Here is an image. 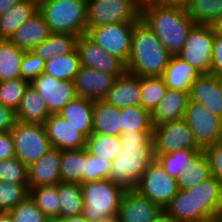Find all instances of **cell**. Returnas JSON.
Listing matches in <instances>:
<instances>
[{
    "label": "cell",
    "mask_w": 222,
    "mask_h": 222,
    "mask_svg": "<svg viewBox=\"0 0 222 222\" xmlns=\"http://www.w3.org/2000/svg\"><path fill=\"white\" fill-rule=\"evenodd\" d=\"M119 138L122 147L112 161L109 180L125 190L135 189L154 160L152 131L124 132Z\"/></svg>",
    "instance_id": "1"
},
{
    "label": "cell",
    "mask_w": 222,
    "mask_h": 222,
    "mask_svg": "<svg viewBox=\"0 0 222 222\" xmlns=\"http://www.w3.org/2000/svg\"><path fill=\"white\" fill-rule=\"evenodd\" d=\"M222 208V187L214 176L192 188L178 189L163 208L177 222H206L213 220Z\"/></svg>",
    "instance_id": "2"
},
{
    "label": "cell",
    "mask_w": 222,
    "mask_h": 222,
    "mask_svg": "<svg viewBox=\"0 0 222 222\" xmlns=\"http://www.w3.org/2000/svg\"><path fill=\"white\" fill-rule=\"evenodd\" d=\"M140 19L153 31L171 56H176L195 22L180 4L152 2L140 8Z\"/></svg>",
    "instance_id": "3"
},
{
    "label": "cell",
    "mask_w": 222,
    "mask_h": 222,
    "mask_svg": "<svg viewBox=\"0 0 222 222\" xmlns=\"http://www.w3.org/2000/svg\"><path fill=\"white\" fill-rule=\"evenodd\" d=\"M170 56L162 42L140 19L133 28L126 71L139 77H162Z\"/></svg>",
    "instance_id": "4"
},
{
    "label": "cell",
    "mask_w": 222,
    "mask_h": 222,
    "mask_svg": "<svg viewBox=\"0 0 222 222\" xmlns=\"http://www.w3.org/2000/svg\"><path fill=\"white\" fill-rule=\"evenodd\" d=\"M86 0H44L38 11L51 33L86 34Z\"/></svg>",
    "instance_id": "5"
},
{
    "label": "cell",
    "mask_w": 222,
    "mask_h": 222,
    "mask_svg": "<svg viewBox=\"0 0 222 222\" xmlns=\"http://www.w3.org/2000/svg\"><path fill=\"white\" fill-rule=\"evenodd\" d=\"M84 208L82 215L90 222L117 215L125 189L109 179L81 183Z\"/></svg>",
    "instance_id": "6"
},
{
    "label": "cell",
    "mask_w": 222,
    "mask_h": 222,
    "mask_svg": "<svg viewBox=\"0 0 222 222\" xmlns=\"http://www.w3.org/2000/svg\"><path fill=\"white\" fill-rule=\"evenodd\" d=\"M214 36L212 26L195 24L176 56L188 62L200 74H211Z\"/></svg>",
    "instance_id": "7"
},
{
    "label": "cell",
    "mask_w": 222,
    "mask_h": 222,
    "mask_svg": "<svg viewBox=\"0 0 222 222\" xmlns=\"http://www.w3.org/2000/svg\"><path fill=\"white\" fill-rule=\"evenodd\" d=\"M10 132L14 141L15 157L26 166L38 160L51 148L43 124L16 120Z\"/></svg>",
    "instance_id": "8"
},
{
    "label": "cell",
    "mask_w": 222,
    "mask_h": 222,
    "mask_svg": "<svg viewBox=\"0 0 222 222\" xmlns=\"http://www.w3.org/2000/svg\"><path fill=\"white\" fill-rule=\"evenodd\" d=\"M183 119L191 129L194 141L201 150L221 142L222 119L202 104L188 100Z\"/></svg>",
    "instance_id": "9"
},
{
    "label": "cell",
    "mask_w": 222,
    "mask_h": 222,
    "mask_svg": "<svg viewBox=\"0 0 222 222\" xmlns=\"http://www.w3.org/2000/svg\"><path fill=\"white\" fill-rule=\"evenodd\" d=\"M136 23L102 24L89 28L86 35L107 53L116 56L126 65L131 50V36Z\"/></svg>",
    "instance_id": "10"
},
{
    "label": "cell",
    "mask_w": 222,
    "mask_h": 222,
    "mask_svg": "<svg viewBox=\"0 0 222 222\" xmlns=\"http://www.w3.org/2000/svg\"><path fill=\"white\" fill-rule=\"evenodd\" d=\"M140 7L132 0L87 1L86 27L108 23L138 22Z\"/></svg>",
    "instance_id": "11"
},
{
    "label": "cell",
    "mask_w": 222,
    "mask_h": 222,
    "mask_svg": "<svg viewBox=\"0 0 222 222\" xmlns=\"http://www.w3.org/2000/svg\"><path fill=\"white\" fill-rule=\"evenodd\" d=\"M135 189L162 209L178 191L176 179L169 176L155 159L148 165Z\"/></svg>",
    "instance_id": "12"
},
{
    "label": "cell",
    "mask_w": 222,
    "mask_h": 222,
    "mask_svg": "<svg viewBox=\"0 0 222 222\" xmlns=\"http://www.w3.org/2000/svg\"><path fill=\"white\" fill-rule=\"evenodd\" d=\"M153 154L172 153L184 149H200L184 119L153 126Z\"/></svg>",
    "instance_id": "13"
},
{
    "label": "cell",
    "mask_w": 222,
    "mask_h": 222,
    "mask_svg": "<svg viewBox=\"0 0 222 222\" xmlns=\"http://www.w3.org/2000/svg\"><path fill=\"white\" fill-rule=\"evenodd\" d=\"M76 50L80 65L103 72L122 75L126 69L125 64L116 56L107 53L86 34L78 37Z\"/></svg>",
    "instance_id": "14"
},
{
    "label": "cell",
    "mask_w": 222,
    "mask_h": 222,
    "mask_svg": "<svg viewBox=\"0 0 222 222\" xmlns=\"http://www.w3.org/2000/svg\"><path fill=\"white\" fill-rule=\"evenodd\" d=\"M30 83L45 102L50 114H57L69 101L77 97L72 81L58 80L41 73Z\"/></svg>",
    "instance_id": "15"
},
{
    "label": "cell",
    "mask_w": 222,
    "mask_h": 222,
    "mask_svg": "<svg viewBox=\"0 0 222 222\" xmlns=\"http://www.w3.org/2000/svg\"><path fill=\"white\" fill-rule=\"evenodd\" d=\"M117 76L81 66L73 79L77 97L90 100H103L113 86Z\"/></svg>",
    "instance_id": "16"
},
{
    "label": "cell",
    "mask_w": 222,
    "mask_h": 222,
    "mask_svg": "<svg viewBox=\"0 0 222 222\" xmlns=\"http://www.w3.org/2000/svg\"><path fill=\"white\" fill-rule=\"evenodd\" d=\"M43 126L52 148L58 150L85 148L86 138L60 115L50 114Z\"/></svg>",
    "instance_id": "17"
},
{
    "label": "cell",
    "mask_w": 222,
    "mask_h": 222,
    "mask_svg": "<svg viewBox=\"0 0 222 222\" xmlns=\"http://www.w3.org/2000/svg\"><path fill=\"white\" fill-rule=\"evenodd\" d=\"M162 208L136 189L125 190L118 208L120 222H151Z\"/></svg>",
    "instance_id": "18"
},
{
    "label": "cell",
    "mask_w": 222,
    "mask_h": 222,
    "mask_svg": "<svg viewBox=\"0 0 222 222\" xmlns=\"http://www.w3.org/2000/svg\"><path fill=\"white\" fill-rule=\"evenodd\" d=\"M189 100L202 104L222 119V82L213 74H200L191 84Z\"/></svg>",
    "instance_id": "19"
},
{
    "label": "cell",
    "mask_w": 222,
    "mask_h": 222,
    "mask_svg": "<svg viewBox=\"0 0 222 222\" xmlns=\"http://www.w3.org/2000/svg\"><path fill=\"white\" fill-rule=\"evenodd\" d=\"M29 187L55 185L61 182L60 150L50 148L38 160L27 166Z\"/></svg>",
    "instance_id": "20"
},
{
    "label": "cell",
    "mask_w": 222,
    "mask_h": 222,
    "mask_svg": "<svg viewBox=\"0 0 222 222\" xmlns=\"http://www.w3.org/2000/svg\"><path fill=\"white\" fill-rule=\"evenodd\" d=\"M103 100L118 108L140 105V77L125 71L117 76Z\"/></svg>",
    "instance_id": "21"
},
{
    "label": "cell",
    "mask_w": 222,
    "mask_h": 222,
    "mask_svg": "<svg viewBox=\"0 0 222 222\" xmlns=\"http://www.w3.org/2000/svg\"><path fill=\"white\" fill-rule=\"evenodd\" d=\"M51 32L45 23L44 17L39 11L32 15L26 22L19 26L10 41L23 51H31L45 39Z\"/></svg>",
    "instance_id": "22"
},
{
    "label": "cell",
    "mask_w": 222,
    "mask_h": 222,
    "mask_svg": "<svg viewBox=\"0 0 222 222\" xmlns=\"http://www.w3.org/2000/svg\"><path fill=\"white\" fill-rule=\"evenodd\" d=\"M189 97L187 92L167 89L151 113L152 126L183 119Z\"/></svg>",
    "instance_id": "23"
},
{
    "label": "cell",
    "mask_w": 222,
    "mask_h": 222,
    "mask_svg": "<svg viewBox=\"0 0 222 222\" xmlns=\"http://www.w3.org/2000/svg\"><path fill=\"white\" fill-rule=\"evenodd\" d=\"M199 75L200 73L188 62L178 56H170L162 78L168 89L188 93L191 84Z\"/></svg>",
    "instance_id": "24"
},
{
    "label": "cell",
    "mask_w": 222,
    "mask_h": 222,
    "mask_svg": "<svg viewBox=\"0 0 222 222\" xmlns=\"http://www.w3.org/2000/svg\"><path fill=\"white\" fill-rule=\"evenodd\" d=\"M57 114L70 122L85 138L92 133L93 100L76 97Z\"/></svg>",
    "instance_id": "25"
},
{
    "label": "cell",
    "mask_w": 222,
    "mask_h": 222,
    "mask_svg": "<svg viewBox=\"0 0 222 222\" xmlns=\"http://www.w3.org/2000/svg\"><path fill=\"white\" fill-rule=\"evenodd\" d=\"M49 116L45 102L30 83L15 112V119L22 123L43 124Z\"/></svg>",
    "instance_id": "26"
},
{
    "label": "cell",
    "mask_w": 222,
    "mask_h": 222,
    "mask_svg": "<svg viewBox=\"0 0 222 222\" xmlns=\"http://www.w3.org/2000/svg\"><path fill=\"white\" fill-rule=\"evenodd\" d=\"M120 108L104 100L93 101L92 133L120 136Z\"/></svg>",
    "instance_id": "27"
},
{
    "label": "cell",
    "mask_w": 222,
    "mask_h": 222,
    "mask_svg": "<svg viewBox=\"0 0 222 222\" xmlns=\"http://www.w3.org/2000/svg\"><path fill=\"white\" fill-rule=\"evenodd\" d=\"M38 11V4L31 0H21L0 15V39H10L15 30Z\"/></svg>",
    "instance_id": "28"
},
{
    "label": "cell",
    "mask_w": 222,
    "mask_h": 222,
    "mask_svg": "<svg viewBox=\"0 0 222 222\" xmlns=\"http://www.w3.org/2000/svg\"><path fill=\"white\" fill-rule=\"evenodd\" d=\"M78 37L73 34L51 33L47 39L31 51L47 62L53 56H62L75 51Z\"/></svg>",
    "instance_id": "29"
},
{
    "label": "cell",
    "mask_w": 222,
    "mask_h": 222,
    "mask_svg": "<svg viewBox=\"0 0 222 222\" xmlns=\"http://www.w3.org/2000/svg\"><path fill=\"white\" fill-rule=\"evenodd\" d=\"M85 148L60 150V177L64 183H84Z\"/></svg>",
    "instance_id": "30"
},
{
    "label": "cell",
    "mask_w": 222,
    "mask_h": 222,
    "mask_svg": "<svg viewBox=\"0 0 222 222\" xmlns=\"http://www.w3.org/2000/svg\"><path fill=\"white\" fill-rule=\"evenodd\" d=\"M29 196L34 201L37 208L51 222H54L59 218L60 203L58 183L55 185L29 187Z\"/></svg>",
    "instance_id": "31"
},
{
    "label": "cell",
    "mask_w": 222,
    "mask_h": 222,
    "mask_svg": "<svg viewBox=\"0 0 222 222\" xmlns=\"http://www.w3.org/2000/svg\"><path fill=\"white\" fill-rule=\"evenodd\" d=\"M9 39H0V82L20 78V65L24 55Z\"/></svg>",
    "instance_id": "32"
},
{
    "label": "cell",
    "mask_w": 222,
    "mask_h": 222,
    "mask_svg": "<svg viewBox=\"0 0 222 222\" xmlns=\"http://www.w3.org/2000/svg\"><path fill=\"white\" fill-rule=\"evenodd\" d=\"M212 176L207 157L203 150L198 151L190 160L184 172L176 179L180 190L192 188Z\"/></svg>",
    "instance_id": "33"
},
{
    "label": "cell",
    "mask_w": 222,
    "mask_h": 222,
    "mask_svg": "<svg viewBox=\"0 0 222 222\" xmlns=\"http://www.w3.org/2000/svg\"><path fill=\"white\" fill-rule=\"evenodd\" d=\"M184 6L195 24L212 26L222 17V0H189Z\"/></svg>",
    "instance_id": "34"
},
{
    "label": "cell",
    "mask_w": 222,
    "mask_h": 222,
    "mask_svg": "<svg viewBox=\"0 0 222 222\" xmlns=\"http://www.w3.org/2000/svg\"><path fill=\"white\" fill-rule=\"evenodd\" d=\"M60 203L59 217L77 216L83 213L84 202L81 185L78 183H58Z\"/></svg>",
    "instance_id": "35"
},
{
    "label": "cell",
    "mask_w": 222,
    "mask_h": 222,
    "mask_svg": "<svg viewBox=\"0 0 222 222\" xmlns=\"http://www.w3.org/2000/svg\"><path fill=\"white\" fill-rule=\"evenodd\" d=\"M80 67L79 55L75 50L70 54L53 56L45 62L43 73L58 80L73 81Z\"/></svg>",
    "instance_id": "36"
},
{
    "label": "cell",
    "mask_w": 222,
    "mask_h": 222,
    "mask_svg": "<svg viewBox=\"0 0 222 222\" xmlns=\"http://www.w3.org/2000/svg\"><path fill=\"white\" fill-rule=\"evenodd\" d=\"M122 144L119 136L91 133L85 142V150L102 160L113 161L121 150Z\"/></svg>",
    "instance_id": "37"
},
{
    "label": "cell",
    "mask_w": 222,
    "mask_h": 222,
    "mask_svg": "<svg viewBox=\"0 0 222 222\" xmlns=\"http://www.w3.org/2000/svg\"><path fill=\"white\" fill-rule=\"evenodd\" d=\"M121 134L134 131H153L151 113L141 105L120 108Z\"/></svg>",
    "instance_id": "38"
},
{
    "label": "cell",
    "mask_w": 222,
    "mask_h": 222,
    "mask_svg": "<svg viewBox=\"0 0 222 222\" xmlns=\"http://www.w3.org/2000/svg\"><path fill=\"white\" fill-rule=\"evenodd\" d=\"M201 149H184L172 153L154 154V159L161 165L164 171L174 179L184 172L189 160Z\"/></svg>",
    "instance_id": "39"
},
{
    "label": "cell",
    "mask_w": 222,
    "mask_h": 222,
    "mask_svg": "<svg viewBox=\"0 0 222 222\" xmlns=\"http://www.w3.org/2000/svg\"><path fill=\"white\" fill-rule=\"evenodd\" d=\"M167 89L162 77H140V105L152 113Z\"/></svg>",
    "instance_id": "40"
},
{
    "label": "cell",
    "mask_w": 222,
    "mask_h": 222,
    "mask_svg": "<svg viewBox=\"0 0 222 222\" xmlns=\"http://www.w3.org/2000/svg\"><path fill=\"white\" fill-rule=\"evenodd\" d=\"M29 84V81L21 77L0 82V103L16 112L23 93Z\"/></svg>",
    "instance_id": "41"
},
{
    "label": "cell",
    "mask_w": 222,
    "mask_h": 222,
    "mask_svg": "<svg viewBox=\"0 0 222 222\" xmlns=\"http://www.w3.org/2000/svg\"><path fill=\"white\" fill-rule=\"evenodd\" d=\"M0 181L24 185L29 190L27 166L15 156L1 160Z\"/></svg>",
    "instance_id": "42"
},
{
    "label": "cell",
    "mask_w": 222,
    "mask_h": 222,
    "mask_svg": "<svg viewBox=\"0 0 222 222\" xmlns=\"http://www.w3.org/2000/svg\"><path fill=\"white\" fill-rule=\"evenodd\" d=\"M29 196L24 185L0 181V212H9Z\"/></svg>",
    "instance_id": "43"
},
{
    "label": "cell",
    "mask_w": 222,
    "mask_h": 222,
    "mask_svg": "<svg viewBox=\"0 0 222 222\" xmlns=\"http://www.w3.org/2000/svg\"><path fill=\"white\" fill-rule=\"evenodd\" d=\"M9 213L13 222H51L37 208L30 196L17 204Z\"/></svg>",
    "instance_id": "44"
},
{
    "label": "cell",
    "mask_w": 222,
    "mask_h": 222,
    "mask_svg": "<svg viewBox=\"0 0 222 222\" xmlns=\"http://www.w3.org/2000/svg\"><path fill=\"white\" fill-rule=\"evenodd\" d=\"M112 162L93 156L85 150L84 182L109 179Z\"/></svg>",
    "instance_id": "45"
},
{
    "label": "cell",
    "mask_w": 222,
    "mask_h": 222,
    "mask_svg": "<svg viewBox=\"0 0 222 222\" xmlns=\"http://www.w3.org/2000/svg\"><path fill=\"white\" fill-rule=\"evenodd\" d=\"M45 62L32 51H25L20 65L22 79L33 81L44 71Z\"/></svg>",
    "instance_id": "46"
},
{
    "label": "cell",
    "mask_w": 222,
    "mask_h": 222,
    "mask_svg": "<svg viewBox=\"0 0 222 222\" xmlns=\"http://www.w3.org/2000/svg\"><path fill=\"white\" fill-rule=\"evenodd\" d=\"M205 153L210 171L222 187V143L207 146L203 149Z\"/></svg>",
    "instance_id": "47"
},
{
    "label": "cell",
    "mask_w": 222,
    "mask_h": 222,
    "mask_svg": "<svg viewBox=\"0 0 222 222\" xmlns=\"http://www.w3.org/2000/svg\"><path fill=\"white\" fill-rule=\"evenodd\" d=\"M211 74L222 77V38L214 36Z\"/></svg>",
    "instance_id": "48"
},
{
    "label": "cell",
    "mask_w": 222,
    "mask_h": 222,
    "mask_svg": "<svg viewBox=\"0 0 222 222\" xmlns=\"http://www.w3.org/2000/svg\"><path fill=\"white\" fill-rule=\"evenodd\" d=\"M14 156V141L11 132L0 133V161Z\"/></svg>",
    "instance_id": "49"
},
{
    "label": "cell",
    "mask_w": 222,
    "mask_h": 222,
    "mask_svg": "<svg viewBox=\"0 0 222 222\" xmlns=\"http://www.w3.org/2000/svg\"><path fill=\"white\" fill-rule=\"evenodd\" d=\"M15 121V112L0 103V133L9 132Z\"/></svg>",
    "instance_id": "50"
},
{
    "label": "cell",
    "mask_w": 222,
    "mask_h": 222,
    "mask_svg": "<svg viewBox=\"0 0 222 222\" xmlns=\"http://www.w3.org/2000/svg\"><path fill=\"white\" fill-rule=\"evenodd\" d=\"M151 222H177L171 215H169L164 209Z\"/></svg>",
    "instance_id": "51"
},
{
    "label": "cell",
    "mask_w": 222,
    "mask_h": 222,
    "mask_svg": "<svg viewBox=\"0 0 222 222\" xmlns=\"http://www.w3.org/2000/svg\"><path fill=\"white\" fill-rule=\"evenodd\" d=\"M54 222H90V221L81 214V215L70 216V217H59Z\"/></svg>",
    "instance_id": "52"
},
{
    "label": "cell",
    "mask_w": 222,
    "mask_h": 222,
    "mask_svg": "<svg viewBox=\"0 0 222 222\" xmlns=\"http://www.w3.org/2000/svg\"><path fill=\"white\" fill-rule=\"evenodd\" d=\"M21 0H0V15L8 11L13 5L19 3Z\"/></svg>",
    "instance_id": "53"
},
{
    "label": "cell",
    "mask_w": 222,
    "mask_h": 222,
    "mask_svg": "<svg viewBox=\"0 0 222 222\" xmlns=\"http://www.w3.org/2000/svg\"><path fill=\"white\" fill-rule=\"evenodd\" d=\"M212 28L215 35L222 38V17L212 25Z\"/></svg>",
    "instance_id": "54"
},
{
    "label": "cell",
    "mask_w": 222,
    "mask_h": 222,
    "mask_svg": "<svg viewBox=\"0 0 222 222\" xmlns=\"http://www.w3.org/2000/svg\"><path fill=\"white\" fill-rule=\"evenodd\" d=\"M189 0H154L156 3L160 4H180L185 5Z\"/></svg>",
    "instance_id": "55"
},
{
    "label": "cell",
    "mask_w": 222,
    "mask_h": 222,
    "mask_svg": "<svg viewBox=\"0 0 222 222\" xmlns=\"http://www.w3.org/2000/svg\"><path fill=\"white\" fill-rule=\"evenodd\" d=\"M0 222H13L9 212H0Z\"/></svg>",
    "instance_id": "56"
},
{
    "label": "cell",
    "mask_w": 222,
    "mask_h": 222,
    "mask_svg": "<svg viewBox=\"0 0 222 222\" xmlns=\"http://www.w3.org/2000/svg\"><path fill=\"white\" fill-rule=\"evenodd\" d=\"M138 7L142 8L145 5L151 4L154 0H132Z\"/></svg>",
    "instance_id": "57"
},
{
    "label": "cell",
    "mask_w": 222,
    "mask_h": 222,
    "mask_svg": "<svg viewBox=\"0 0 222 222\" xmlns=\"http://www.w3.org/2000/svg\"><path fill=\"white\" fill-rule=\"evenodd\" d=\"M99 222H120L117 215H113L104 219H101Z\"/></svg>",
    "instance_id": "58"
},
{
    "label": "cell",
    "mask_w": 222,
    "mask_h": 222,
    "mask_svg": "<svg viewBox=\"0 0 222 222\" xmlns=\"http://www.w3.org/2000/svg\"><path fill=\"white\" fill-rule=\"evenodd\" d=\"M215 222H222V208L215 214L213 219Z\"/></svg>",
    "instance_id": "59"
},
{
    "label": "cell",
    "mask_w": 222,
    "mask_h": 222,
    "mask_svg": "<svg viewBox=\"0 0 222 222\" xmlns=\"http://www.w3.org/2000/svg\"><path fill=\"white\" fill-rule=\"evenodd\" d=\"M31 1H34L36 2L37 4H39L40 2L44 1V0H31Z\"/></svg>",
    "instance_id": "60"
}]
</instances>
